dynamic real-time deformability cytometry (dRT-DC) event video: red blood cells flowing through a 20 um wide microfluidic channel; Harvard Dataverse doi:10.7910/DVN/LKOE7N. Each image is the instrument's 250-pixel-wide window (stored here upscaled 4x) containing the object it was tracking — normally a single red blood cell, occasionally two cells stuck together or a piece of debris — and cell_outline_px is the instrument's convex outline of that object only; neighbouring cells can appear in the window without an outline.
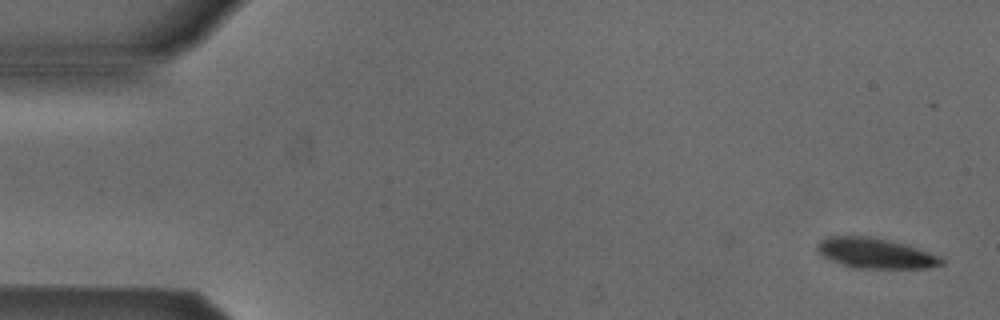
{"species": "Egyptian fruit bat (a non-hibernating species)", "species_latin": "Rousettus aegyptiacus", "temperature_condition": "cold", "stored_images_in_passage": 7, "camera_frame_rate_fps": 3000, "um_per_image_px": 0.085, "animal": {"sex": "male"}, "frame": {"image": 1, "passage_image": 1, "time_ms": 0.0, "image_size_px": [1000, 320], "cell_outline_px": [[944, 264], [928, 268], [852, 268], [832, 260], [824, 256], [816, 248], [816, 244], [820, 240], [828, 236], [868, 236], [908, 244], [940, 256], [944, 260]], "centroid_in_image_um": [74.44, 21.52], "position_along_channel_um": 10.6, "area_um2": 21.96}}
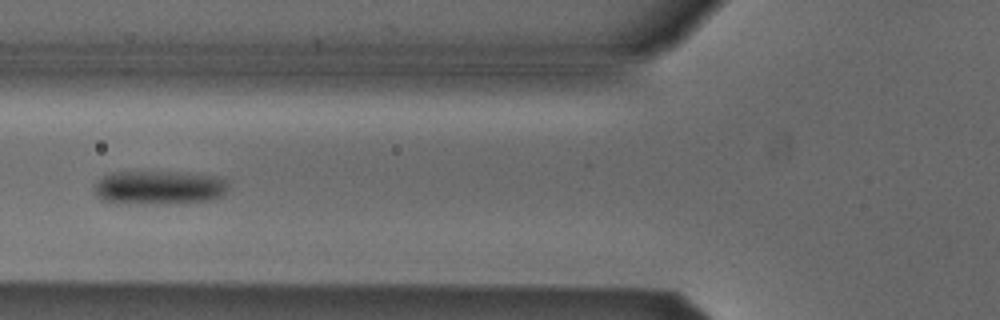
{"frame": {"image": 2, "passage_image": 6, "time_ms": 1.667, "image_size_px": [1000, 320], "cell_outline_px": [[228, 188], [224, 196], [212, 200], [176, 204], [120, 204], [100, 200], [96, 196], [92, 188], [96, 180], [100, 176], [112, 172], [172, 172], [212, 176], [224, 180], [228, 184]], "centroid_in_image_um": [13.43, 15.98], "position_along_channel_um": 112.4, "area_um2": 27.17}}
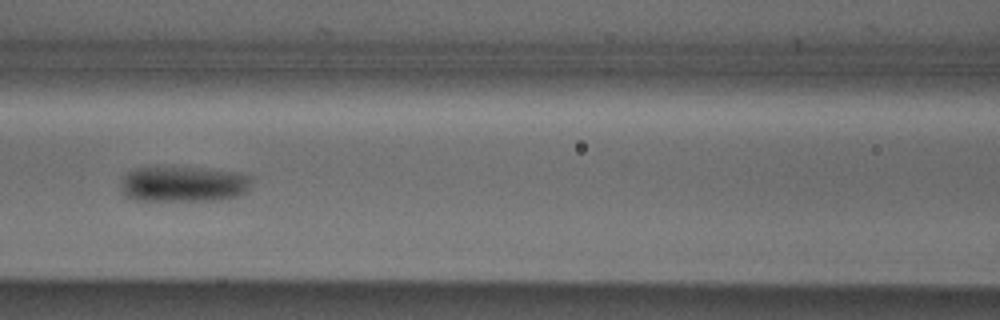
{"frame": {"image": 3, "passage_image": 7, "time_ms": 2.0, "image_size_px": [1000, 320], "cell_outline_px": [[252, 180], [248, 188], [244, 192], [236, 196], [212, 200], [136, 200], [124, 196], [120, 192], [120, 184], [124, 176], [128, 172], [136, 168], [200, 168], [236, 172], [252, 176]], "centroid_in_image_um": [15.55, 15.65], "position_along_channel_um": 151.0, "area_um2": 26.88}}